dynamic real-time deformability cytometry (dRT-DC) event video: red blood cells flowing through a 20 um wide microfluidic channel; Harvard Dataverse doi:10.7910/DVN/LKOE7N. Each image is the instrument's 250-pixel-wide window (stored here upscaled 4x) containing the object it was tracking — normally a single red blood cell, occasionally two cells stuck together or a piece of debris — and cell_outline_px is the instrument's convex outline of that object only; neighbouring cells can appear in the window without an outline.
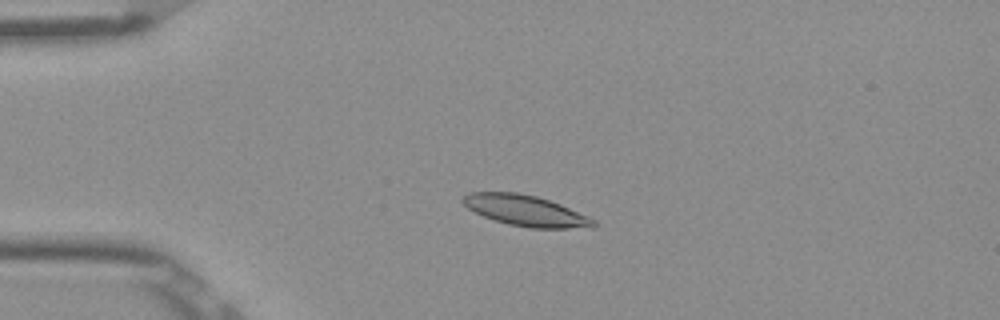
{"species": "Egyptian fruit bat (a non-hibernating species)", "species_latin": "Rousettus aegyptiacus", "temperature_condition": "room temperature", "stored_images_in_passage": 53, "camera_frame_rate_fps": 3000, "um_per_image_px": 0.085, "frame": {"image": 1, "passage_image": 13, "time_ms": 4.0, "image_size_px": [1000, 320], "cell_outline_px": [[596, 228], [528, 228], [508, 224], [484, 216], [468, 208], [460, 200], [468, 192], [516, 192], [536, 196], [560, 204], [588, 216], [596, 220]], "centroid_in_image_um": [44.71, 17.91], "position_along_channel_um": 40.3, "area_um2": 23.41}}
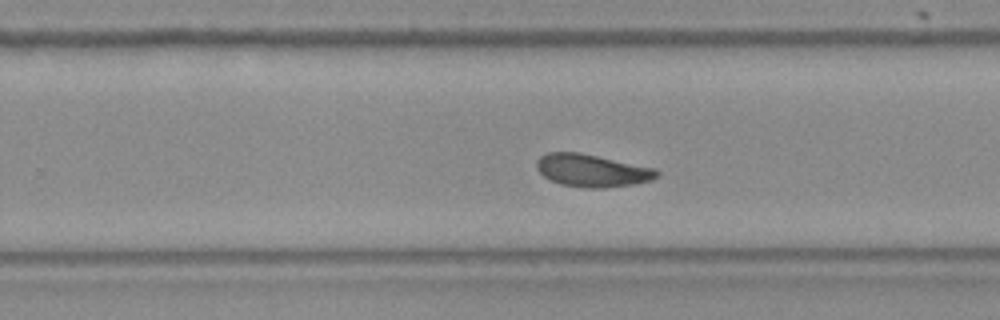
{"frame": {"image": 2, "passage_image": 34, "time_ms": 11.0, "image_size_px": [1000, 320], "cell_outline_px": [[660, 176], [652, 180], [636, 184], [604, 188], [588, 188], [560, 184], [544, 176], [536, 168], [536, 160], [540, 156], [548, 152], [580, 152], [656, 168], [660, 172]], "centroid_in_image_um": [50.36, 14.49], "position_along_channel_um": 279.4, "area_um2": 23.06}}
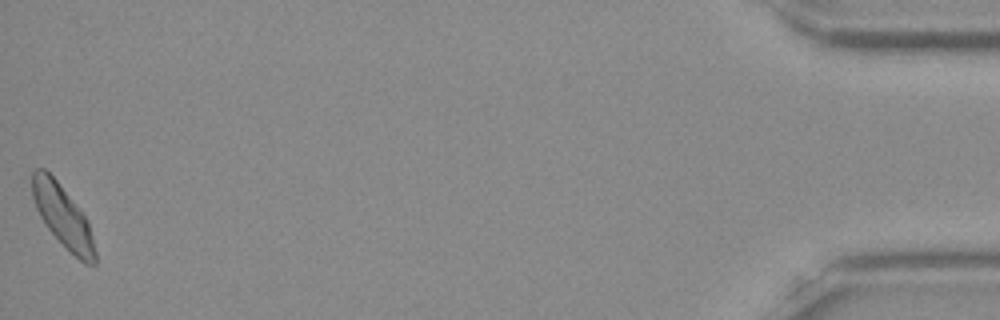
{"frame": {"image": 3, "passage_image": 53, "time_ms": 17.333, "image_size_px": [1000, 320], "cell_outline_px": [[96, 264], [84, 264], [48, 228], [40, 216], [36, 208], [32, 196], [32, 172], [36, 168], [44, 168], [56, 180], [88, 220], [96, 252]], "centroid_in_image_um": [5.34, 18.37], "position_along_channel_um": 429.9, "area_um2": 22.08}, "authors_computed_cell_mechanics": {"area_um2": 22.7732, "velocity_mm_per_s": 3.8531, "shape_relaxation_time_tau1_ms": null, "shape_relaxation_time_tau2_ms": 8.9555, "deformation_change_tau1": null, "deformation_change_tau2": 0.1567}}